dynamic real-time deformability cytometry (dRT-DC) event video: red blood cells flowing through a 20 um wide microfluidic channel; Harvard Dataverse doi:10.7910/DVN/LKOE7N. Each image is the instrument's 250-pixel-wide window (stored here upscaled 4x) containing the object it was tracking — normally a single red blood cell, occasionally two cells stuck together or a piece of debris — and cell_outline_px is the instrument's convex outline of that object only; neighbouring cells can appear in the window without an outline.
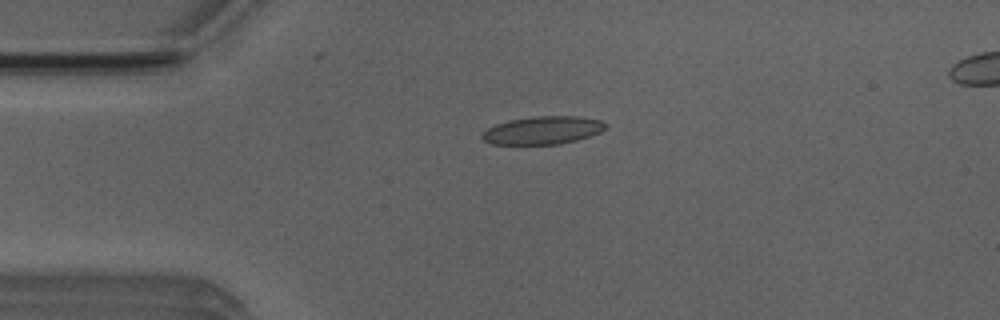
{"species": "Egyptian fruit bat (a non-hibernating species)", "species_latin": "Rousettus aegyptiacus", "temperature_condition": "room temperature", "stored_images_in_passage": 7, "camera_frame_rate_fps": 3000, "um_per_image_px": 0.085, "animal": {"sex": "male"}, "frame": {"image": 1, "passage_image": 3, "time_ms": 2.333, "image_size_px": [1000, 320], "cell_outline_px": [[608, 124], [600, 132], [576, 140], [560, 144], [492, 144], [484, 140], [480, 136], [488, 128], [496, 124], [508, 120], [536, 116], [580, 116], [600, 120]], "centroid_in_image_um": [46.14, 11.07], "position_along_channel_um": 38.9, "area_um2": 20.0}}
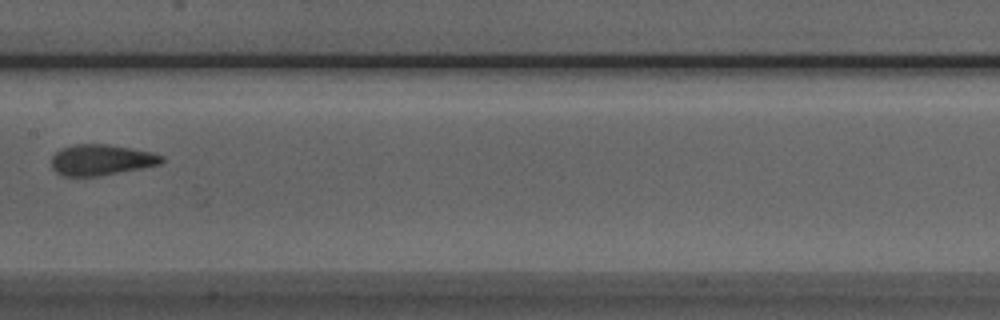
{"frame": {"image": 2, "passage_image": 7, "time_ms": 7.0, "image_size_px": [1000, 320], "cell_outline_px": [[164, 160], [160, 164], [100, 176], [64, 176], [56, 172], [52, 168], [52, 156], [56, 152], [64, 148], [76, 144], [108, 144], [152, 152], [164, 156]], "centroid_in_image_um": [8.61, 13.59], "position_along_channel_um": 198.8, "area_um2": 19.65}}